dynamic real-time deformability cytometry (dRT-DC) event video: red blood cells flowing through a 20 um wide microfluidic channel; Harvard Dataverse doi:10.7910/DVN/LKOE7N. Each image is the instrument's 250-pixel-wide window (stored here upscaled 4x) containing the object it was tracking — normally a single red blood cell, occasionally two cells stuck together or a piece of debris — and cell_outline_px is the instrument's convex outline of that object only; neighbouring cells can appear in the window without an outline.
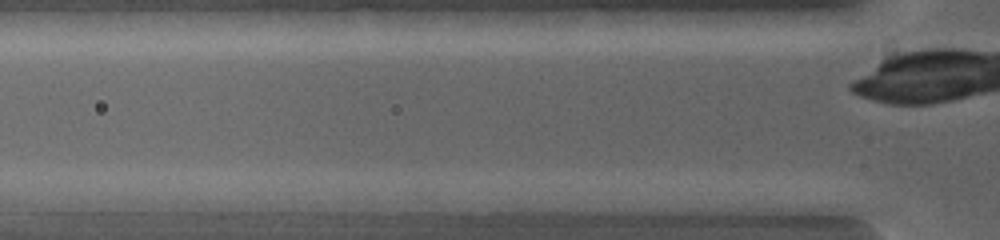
{"species": "common noctule bat (a hibernating species)", "species_latin": "Nyctalus noctula", "temperature_condition": "warm", "stored_images_in_passage": 2, "camera_frame_rate_fps": 5000, "um_per_image_px": 0.085, "animal": {"sex": "female", "body_mass_g": 19.0, "forearm_length_mm": 53.3}, "frame": {"image": 1, "passage_image": 2, "time_ms": 0.2, "image_size_px": [1000, 240], "cell_outline_px": [[780, 216], [776, 216], [696, 208], [692, 200], [732, 192], [780, 200]], "centroid_in_image_um": [62.92, 17.34], "position_along_channel_um": 62.9, "area_um2": 10.06}}